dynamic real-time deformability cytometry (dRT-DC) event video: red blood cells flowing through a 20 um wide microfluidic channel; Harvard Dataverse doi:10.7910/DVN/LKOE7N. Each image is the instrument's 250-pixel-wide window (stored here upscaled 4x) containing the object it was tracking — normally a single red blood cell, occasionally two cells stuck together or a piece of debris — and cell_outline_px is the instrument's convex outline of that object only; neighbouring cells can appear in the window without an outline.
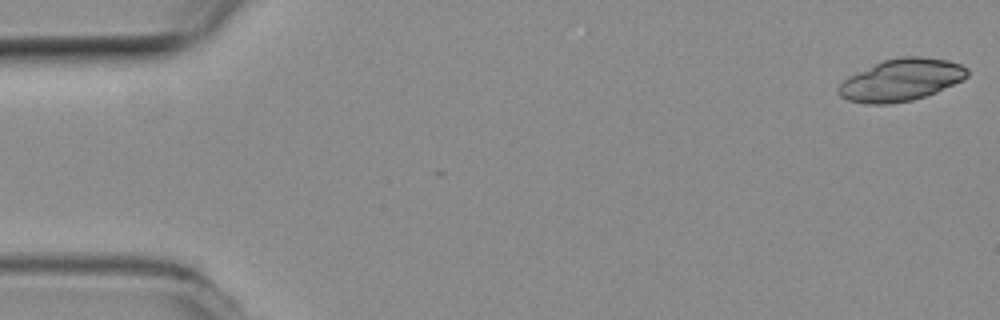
{"species": "common noctule bat (a hibernating species)", "species_latin": "Nyctalus noctula", "temperature_condition": "room temperature", "stored_images_in_passage": 4, "camera_frame_rate_fps": 3000, "um_per_image_px": 0.085, "animal": {"sex": "female", "body_mass_g": 19.3, "forearm_length_mm": 54.1}, "frame": {"image": 1, "passage_image": 1, "time_ms": 0.0, "image_size_px": [1000, 320], "cell_outline_px": [[968, 76], [936, 92], [912, 100], [888, 104], [864, 104], [848, 100], [840, 96], [836, 88], [848, 76], [884, 60], [904, 56], [920, 56], [948, 60], [960, 64], [968, 68]], "centroid_in_image_um": [76.57, 6.8], "position_along_channel_um": 8.4, "area_um2": 31.33}}